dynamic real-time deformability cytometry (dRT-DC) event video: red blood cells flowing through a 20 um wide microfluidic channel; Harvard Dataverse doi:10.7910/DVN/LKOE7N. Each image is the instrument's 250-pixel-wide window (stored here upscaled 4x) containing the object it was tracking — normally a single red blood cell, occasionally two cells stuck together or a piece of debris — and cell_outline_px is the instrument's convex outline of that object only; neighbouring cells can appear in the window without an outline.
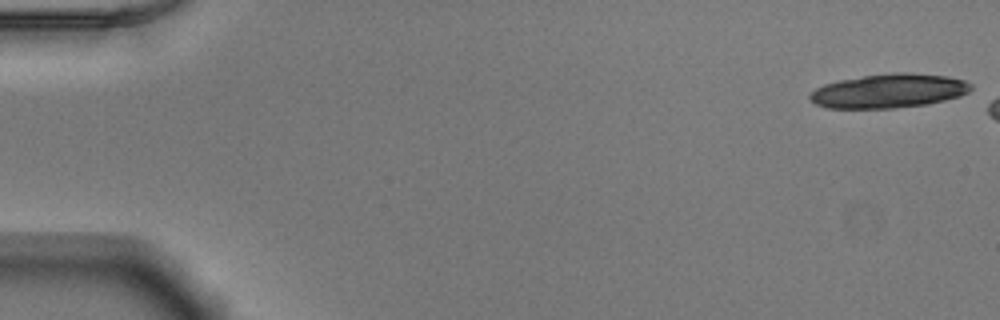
{"species": "Egyptian fruit bat (a non-hibernating species)", "species_latin": "Rousettus aegyptiacus", "temperature_condition": "warm", "stored_images_in_passage": 6, "camera_frame_rate_fps": 3000, "um_per_image_px": 0.085, "animal": {"sex": "male"}, "frame": {"image": 1, "passage_image": 1, "time_ms": 0.0, "image_size_px": [1000, 320], "cell_outline_px": [[972, 88], [968, 92], [960, 96], [928, 104], [892, 108], [828, 108], [816, 104], [808, 96], [816, 88], [824, 84], [840, 80], [864, 76], [892, 72], [908, 72], [948, 76], [964, 80], [972, 84]], "centroid_in_image_um": [75.58, 7.72], "position_along_channel_um": 9.4, "area_um2": 31.91}}